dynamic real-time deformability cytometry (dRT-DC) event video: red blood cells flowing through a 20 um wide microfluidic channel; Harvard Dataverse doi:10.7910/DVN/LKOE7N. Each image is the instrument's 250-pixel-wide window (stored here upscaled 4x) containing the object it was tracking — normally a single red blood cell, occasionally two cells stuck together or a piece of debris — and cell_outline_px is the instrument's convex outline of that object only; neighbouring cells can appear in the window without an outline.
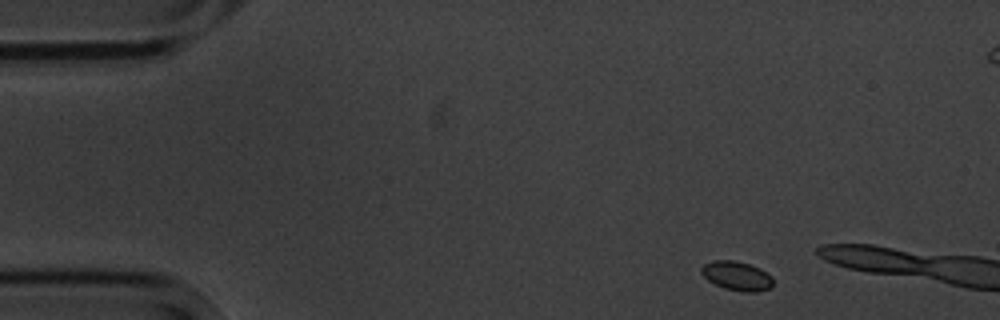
{"species": "common noctule bat (a hibernating species)", "species_latin": "Nyctalus noctula", "temperature_condition": "cold", "stored_images_in_passage": 3, "camera_frame_rate_fps": 3000, "um_per_image_px": 0.085, "animal": {"sex": "male", "body_mass_g": 20.1, "forearm_length_mm": 53.5}, "frame": {"image": 1, "passage_image": 1, "time_ms": 0.0, "image_size_px": [1000, 320], "cell_outline_px": [[772, 284], [768, 288], [756, 292], [744, 292], [724, 288], [708, 280], [700, 272], [700, 268], [704, 264], [712, 260], [732, 260], [748, 264], [760, 268], [772, 276]], "centroid_in_image_um": [62.61, 23.44], "position_along_channel_um": 22.4, "area_um2": 12.08}}